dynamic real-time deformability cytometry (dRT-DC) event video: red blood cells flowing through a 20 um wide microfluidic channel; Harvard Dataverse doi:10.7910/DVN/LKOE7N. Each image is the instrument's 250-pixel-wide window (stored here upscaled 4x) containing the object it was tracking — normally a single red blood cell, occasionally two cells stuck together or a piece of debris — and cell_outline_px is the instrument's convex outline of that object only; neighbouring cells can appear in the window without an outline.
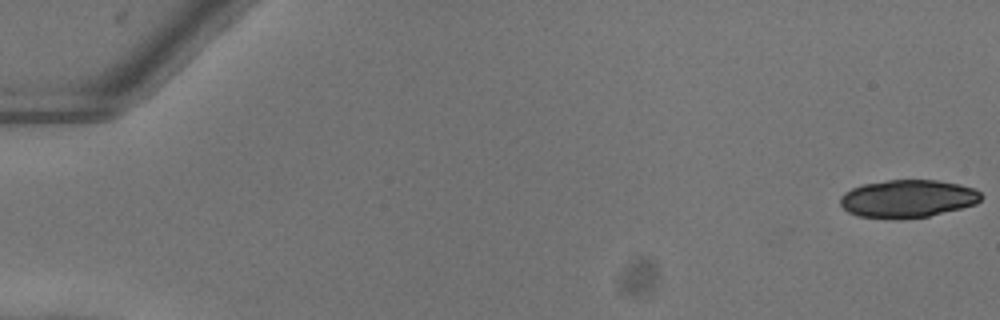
{"species": "common noctule bat (a hibernating species)", "species_latin": "Nyctalus noctula", "temperature_condition": "warm", "stored_images_in_passage": 53, "camera_frame_rate_fps": 3000, "um_per_image_px": 0.085, "animal": {"sex": "female"}, "frame": {"image": 1, "passage_image": 1, "time_ms": 0.0, "image_size_px": [1000, 320], "cell_outline_px": [[980, 200], [976, 204], [928, 216], [856, 216], [848, 212], [840, 204], [840, 196], [844, 192], [852, 188], [864, 184], [888, 180], [936, 180], [960, 184], [972, 188], [980, 192]], "centroid_in_image_um": [77.15, 16.84], "position_along_channel_um": 7.9, "area_um2": 30.06}}
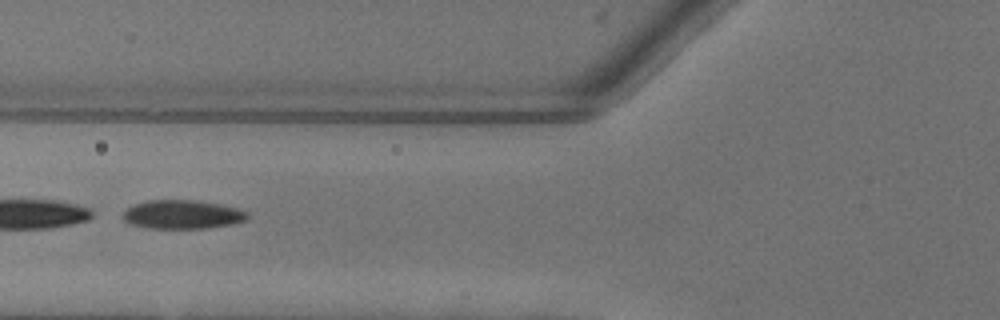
{"frame": {"image": 2, "passage_image": 22, "time_ms": 7.0, "image_size_px": [1000, 320], "cell_outline_px": [[248, 216], [244, 220], [232, 224], [208, 228], [148, 228], [128, 224], [120, 216], [128, 208], [136, 204], [148, 200], [196, 200], [220, 204], [240, 208], [248, 212]], "centroid_in_image_um": [15.5, 18.23], "position_along_channel_um": 110.3, "area_um2": 20.98}}
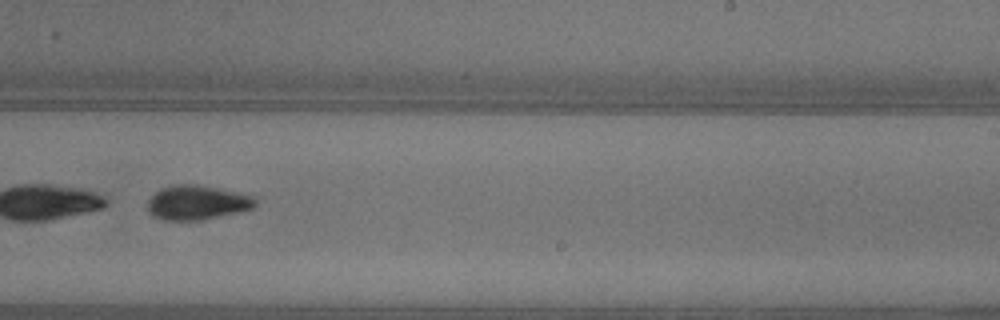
{"frame": {"image": 3, "passage_image": 34, "time_ms": 11.0, "image_size_px": [1000, 320], "cell_outline_px": [[256, 204], [252, 208], [240, 212], [200, 220], [164, 220], [152, 216], [148, 212], [148, 200], [160, 188], [176, 184], [196, 184], [256, 196]], "centroid_in_image_um": [16.74, 17.22], "position_along_channel_um": 272.3, "area_um2": 21.62}}